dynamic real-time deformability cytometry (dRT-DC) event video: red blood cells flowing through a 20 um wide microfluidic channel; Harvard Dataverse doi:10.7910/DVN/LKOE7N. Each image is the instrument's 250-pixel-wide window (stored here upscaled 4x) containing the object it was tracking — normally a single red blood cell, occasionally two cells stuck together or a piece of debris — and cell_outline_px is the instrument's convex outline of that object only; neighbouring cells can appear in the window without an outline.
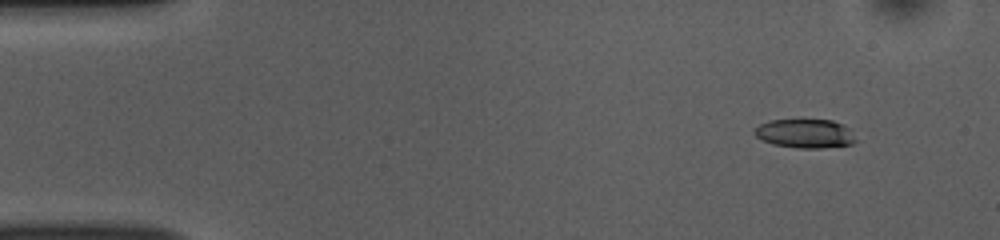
{"species": "common noctule bat (a hibernating species)", "species_latin": "Nyctalus noctula", "temperature_condition": "room temperature", "stored_images_in_passage": 48, "camera_frame_rate_fps": 3000, "um_per_image_px": 0.085, "animal": {"sex": "female", "body_mass_g": 10.0, "forearm_length_mm": 53.1}, "frame": {"image": 1, "passage_image": 1, "time_ms": 0.0, "image_size_px": [1000, 240], "cell_outline_px": [[856, 140], [852, 144], [820, 148], [796, 148], [772, 144], [756, 136], [756, 128], [760, 124], [772, 120], [832, 120], [844, 124], [848, 128]], "centroid_in_image_um": [68.46, 11.35], "position_along_channel_um": 16.5, "area_um2": 16.82}}
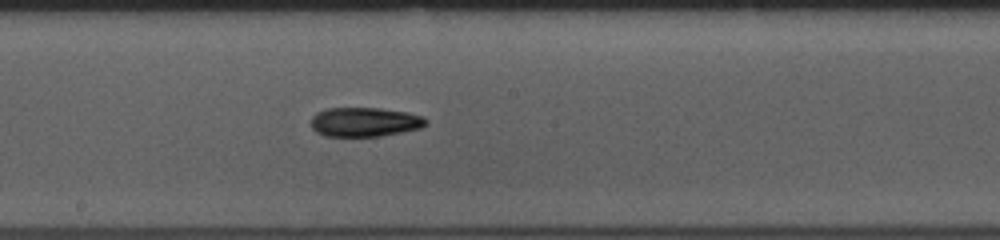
{"frame": {"image": 2, "passage_image": 24, "time_ms": 7.667, "image_size_px": [1000, 240], "cell_outline_px": [[428, 124], [420, 128], [380, 136], [324, 136], [316, 132], [312, 128], [312, 116], [316, 112], [328, 108], [380, 108], [408, 112], [424, 116], [428, 120]], "centroid_in_image_um": [31.02, 10.36], "position_along_channel_um": 217.2, "area_um2": 19.71}}
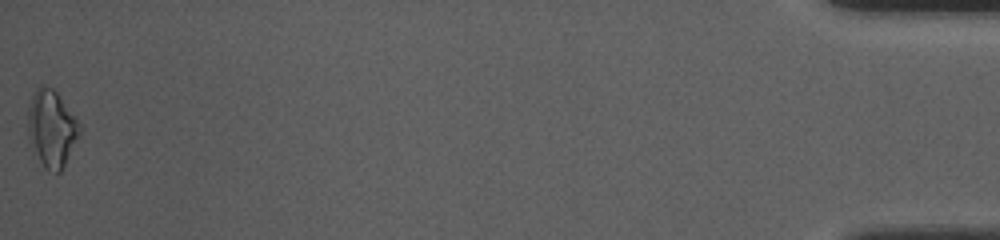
{"frame": {"image": 3, "passage_image": 48, "time_ms": 15.667, "image_size_px": [1000, 240], "cell_outline_px": [[80, 132], [60, 172], [48, 172], [32, 156], [28, 140], [28, 108], [32, 96], [36, 88], [40, 84], [44, 84], [52, 88], [56, 92], [80, 124]], "centroid_in_image_um": [4.32, 10.96], "position_along_channel_um": 430.9, "area_um2": 23.29}, "authors_computed_cell_mechanics": {"area_um2": 18.9584, "velocity_mm_per_s": 3.8638, "shape_relaxation_time_tau1_ms": 5.4414, "shape_relaxation_time_tau2_ms": 5.615, "deformation_change_tau1": 0.1619, "deformation_change_tau2": 0.1486}}